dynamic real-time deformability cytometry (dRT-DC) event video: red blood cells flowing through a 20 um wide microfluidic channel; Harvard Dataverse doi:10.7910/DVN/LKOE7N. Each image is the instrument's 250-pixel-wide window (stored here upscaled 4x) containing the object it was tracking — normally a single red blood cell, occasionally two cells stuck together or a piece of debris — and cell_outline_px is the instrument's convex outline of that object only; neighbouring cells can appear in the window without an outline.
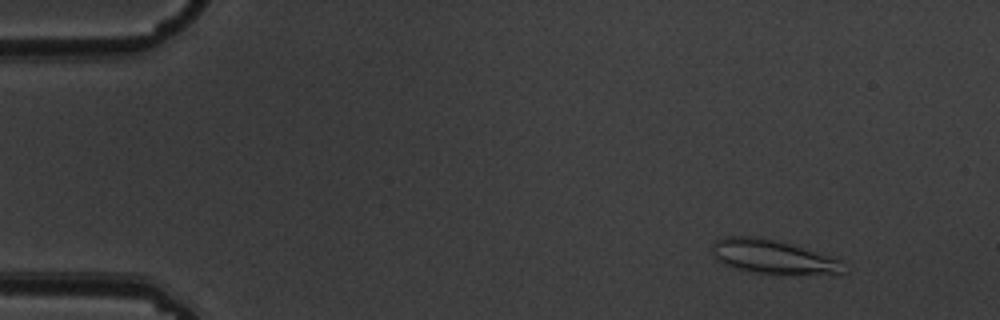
{"species": "common noctule bat (a hibernating species)", "species_latin": "Nyctalus noctula", "temperature_condition": "warm", "stored_images_in_passage": 9, "camera_frame_rate_fps": 3000, "um_per_image_px": 0.085, "animal": {"sex": "male", "body_mass_g": 19.5, "forearm_length_mm": 54.6}, "frame": {"image": 1, "passage_image": 1, "time_ms": 0.0, "image_size_px": [1000, 320], "cell_outline_px": [[840, 272], [752, 272], [736, 268], [724, 264], [712, 256], [712, 244], [716, 240], [724, 236], [760, 236], [792, 244], [840, 260]], "centroid_in_image_um": [65.48, 21.75], "position_along_channel_um": 19.5, "area_um2": 24.74}}
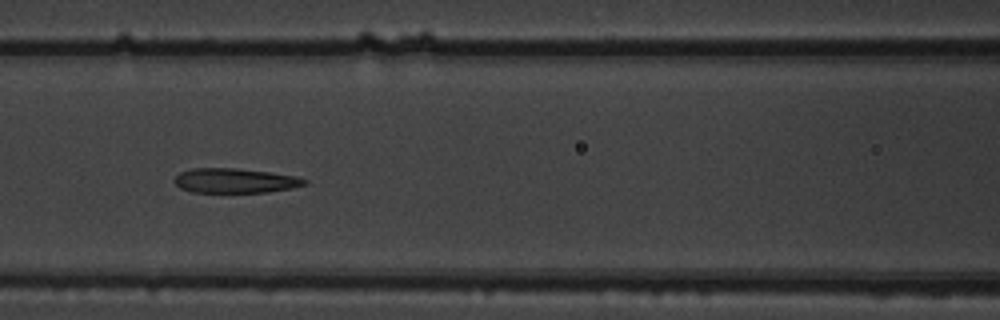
{"frame": {"image": 2, "passage_image": 6, "time_ms": 1.667, "image_size_px": [1000, 320], "cell_outline_px": [[308, 184], [292, 188], [268, 192], [192, 192], [180, 188], [176, 184], [176, 176], [180, 172], [192, 168], [236, 168], [268, 172], [296, 176], [308, 180]], "centroid_in_image_um": [20.01, 15.35], "position_along_channel_um": 146.6, "area_um2": 18.61}}
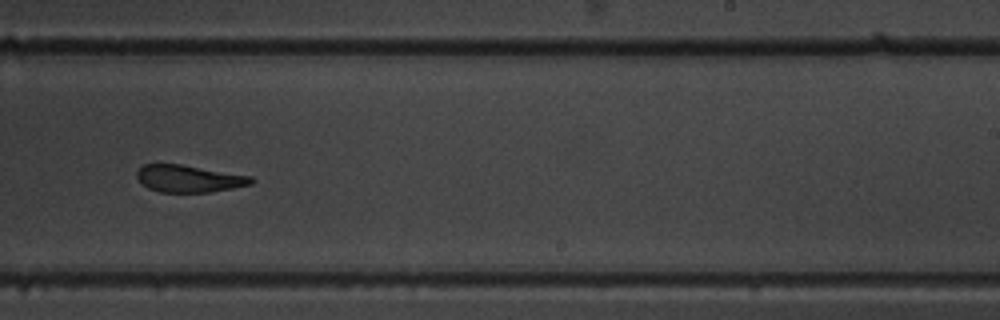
{"frame": {"image": 3, "passage_image": 9, "time_ms": 2.667, "image_size_px": [1000, 320], "cell_outline_px": [[256, 180], [252, 184], [232, 188], [208, 192], [160, 192], [148, 188], [136, 176], [136, 172], [144, 164], [180, 164], [252, 176]], "centroid_in_image_um": [16.08, 15.18], "position_along_channel_um": 272.9, "area_um2": 17.98}}